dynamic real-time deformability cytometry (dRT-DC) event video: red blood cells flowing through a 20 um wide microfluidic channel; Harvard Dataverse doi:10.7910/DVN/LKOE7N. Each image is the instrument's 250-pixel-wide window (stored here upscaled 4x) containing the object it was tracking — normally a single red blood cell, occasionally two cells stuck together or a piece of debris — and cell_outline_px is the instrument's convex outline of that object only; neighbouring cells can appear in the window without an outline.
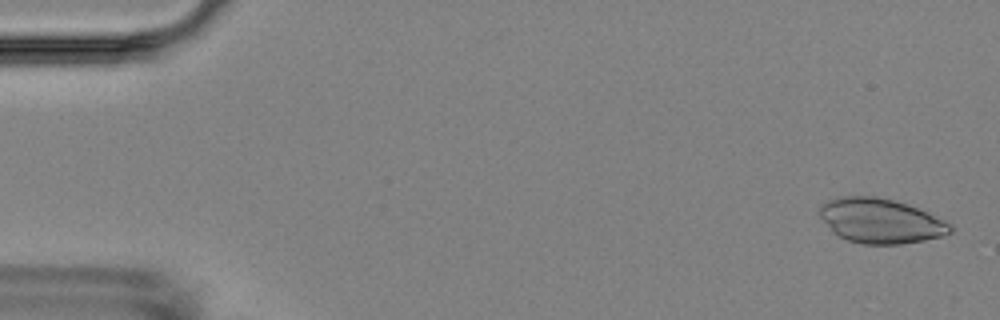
{"species": "Egyptian fruit bat (a non-hibernating species)", "species_latin": "Rousettus aegyptiacus", "temperature_condition": "room temperature", "stored_images_in_passage": 5, "camera_frame_rate_fps": 3000, "um_per_image_px": 0.085, "animal": {"sex": "female"}, "frame": {"image": 1, "passage_image": 1, "time_ms": 0.0, "image_size_px": [1000, 320], "cell_outline_px": [[952, 232], [944, 236], [924, 240], [900, 244], [860, 244], [848, 240], [832, 232], [820, 216], [820, 204], [836, 196], [876, 196], [908, 204], [928, 212], [952, 224]], "centroid_in_image_um": [74.85, 18.77], "position_along_channel_um": 10.1, "area_um2": 34.22}}